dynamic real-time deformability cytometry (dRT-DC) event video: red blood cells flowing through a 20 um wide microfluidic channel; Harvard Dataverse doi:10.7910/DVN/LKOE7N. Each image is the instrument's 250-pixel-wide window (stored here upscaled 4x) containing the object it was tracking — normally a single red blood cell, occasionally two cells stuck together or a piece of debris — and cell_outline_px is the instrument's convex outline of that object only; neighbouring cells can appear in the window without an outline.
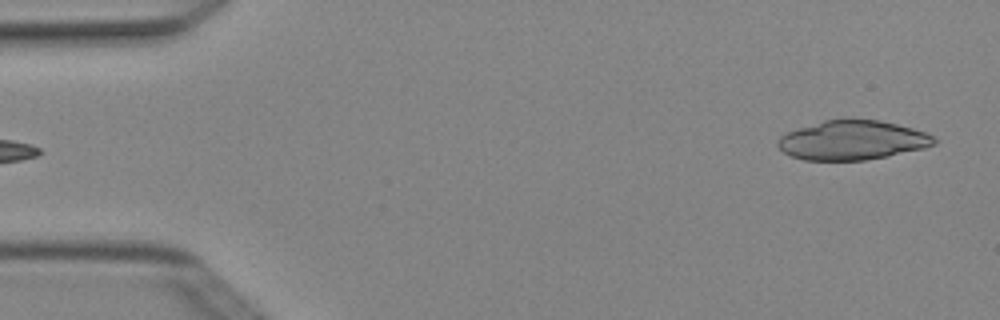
{"species": "Egyptian fruit bat (a non-hibernating species)", "species_latin": "Rousettus aegyptiacus", "temperature_condition": "cold", "stored_images_in_passage": 5, "segment_of_instrument_passage": [2, 2], "camera_frame_rate_fps": 3000, "um_per_image_px": 0.085, "animal": {"sex": "female"}, "frame": {"image": 1, "passage_image": 5, "time_ms": 1.333, "image_size_px": [1000, 320], "cell_outline_px": [[936, 144], [924, 148], [888, 156], [864, 160], [804, 160], [792, 156], [784, 152], [776, 144], [776, 140], [780, 136], [788, 132], [824, 120], [844, 116], [880, 120], [912, 128], [924, 132], [932, 136], [936, 140]], "centroid_in_image_um": [72.44, 11.89], "position_along_channel_um": 12.6, "area_um2": 36.18}}